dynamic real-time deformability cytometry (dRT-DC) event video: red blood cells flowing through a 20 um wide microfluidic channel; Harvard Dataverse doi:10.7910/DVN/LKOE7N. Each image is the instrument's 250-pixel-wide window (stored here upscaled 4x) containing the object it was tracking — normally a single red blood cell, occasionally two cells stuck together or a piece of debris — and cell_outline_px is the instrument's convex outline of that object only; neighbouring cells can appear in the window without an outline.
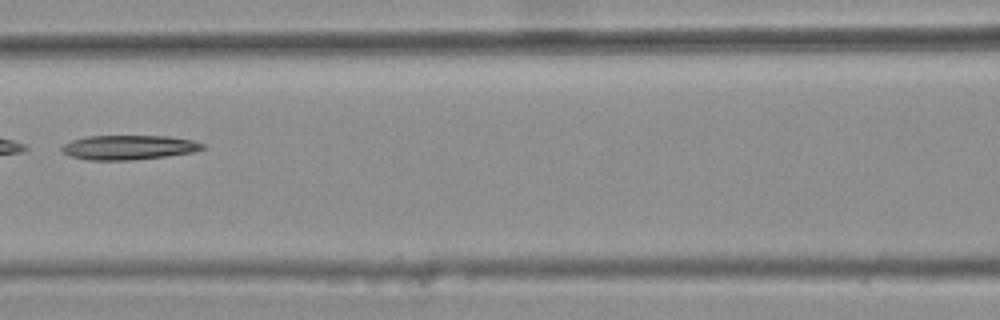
{"species": "common noctule bat (a hibernating species)", "species_latin": "Nyctalus noctula", "temperature_condition": "warm", "stored_images_in_passage": 7, "camera_frame_rate_fps": 3000, "um_per_image_px": 0.085, "animal": {"sex": "female", "body_mass_g": 25.1}, "frame": {"image": 1, "passage_image": 7, "time_ms": 2.0, "image_size_px": [1000, 320], "cell_outline_px": [[208, 148], [192, 152], [164, 156], [132, 160], [88, 160], [72, 156], [64, 152], [60, 148], [64, 144], [72, 140], [88, 136], [168, 136], [192, 140], [204, 144]], "centroid_in_image_um": [10.97, 12.52], "position_along_channel_um": 155.6, "area_um2": 19.94}}